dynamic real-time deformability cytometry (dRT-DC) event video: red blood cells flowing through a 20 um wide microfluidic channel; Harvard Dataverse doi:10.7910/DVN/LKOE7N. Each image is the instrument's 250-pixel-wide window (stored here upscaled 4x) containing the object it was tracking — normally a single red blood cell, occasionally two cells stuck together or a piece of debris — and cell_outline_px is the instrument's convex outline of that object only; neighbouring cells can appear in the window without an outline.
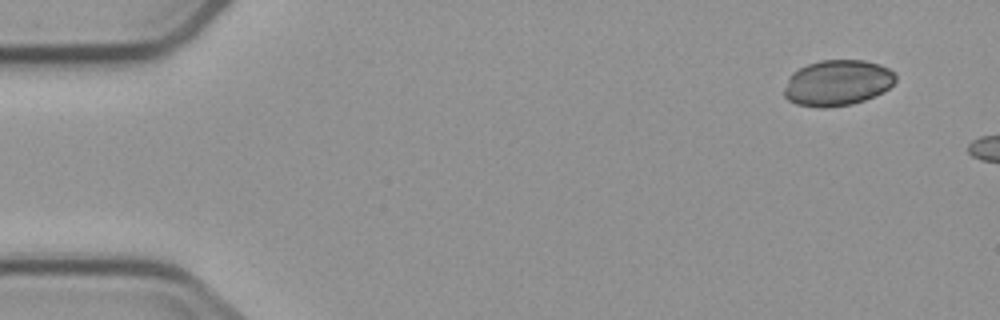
{"species": "common noctule bat (a hibernating species)", "species_latin": "Nyctalus noctula", "temperature_condition": "cold", "stored_images_in_passage": 5, "camera_frame_rate_fps": 3000, "um_per_image_px": 0.085, "animal": {"sex": "male", "body_mass_g": 23.1, "forearm_length_mm": 52.7}, "frame": {"image": 1, "passage_image": 1, "time_ms": 0.0, "image_size_px": [1000, 320], "cell_outline_px": [[896, 80], [884, 92], [864, 100], [852, 104], [828, 108], [820, 108], [796, 104], [788, 100], [784, 96], [784, 88], [788, 76], [792, 72], [808, 64], [820, 60], [864, 60], [880, 64], [896, 72]], "centroid_in_image_um": [71.18, 7.04], "position_along_channel_um": 13.8, "area_um2": 30.06}}